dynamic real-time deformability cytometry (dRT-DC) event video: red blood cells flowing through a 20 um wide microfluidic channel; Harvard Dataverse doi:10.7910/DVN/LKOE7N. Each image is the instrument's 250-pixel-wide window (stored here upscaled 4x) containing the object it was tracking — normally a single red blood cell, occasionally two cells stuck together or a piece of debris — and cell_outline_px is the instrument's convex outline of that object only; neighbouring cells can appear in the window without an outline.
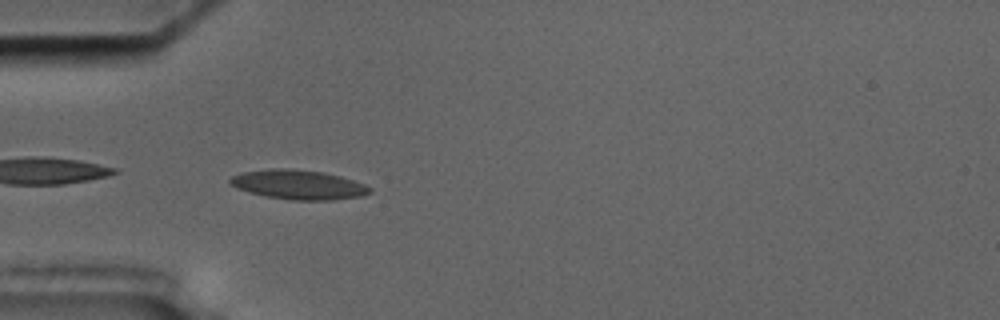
{"species": "common noctule bat (a hibernating species)", "species_latin": "Nyctalus noctula", "temperature_condition": "cold", "stored_images_in_passage": 40, "camera_frame_rate_fps": 3000, "um_per_image_px": 0.085, "animal": {"sex": "male", "body_mass_g": 17.5, "forearm_length_mm": 52.3}, "frame": {"image": 1, "passage_image": 1, "time_ms": 0.0, "image_size_px": [1000, 320], "cell_outline_px": [[372, 192], [360, 196], [332, 200], [292, 200], [264, 196], [248, 192], [236, 188], [228, 184], [228, 180], [232, 176], [240, 172], [268, 168], [288, 168], [324, 172], [340, 176], [364, 184], [372, 188]], "centroid_in_image_um": [25.31, 15.69], "position_along_channel_um": 59.7, "area_um2": 24.22}}
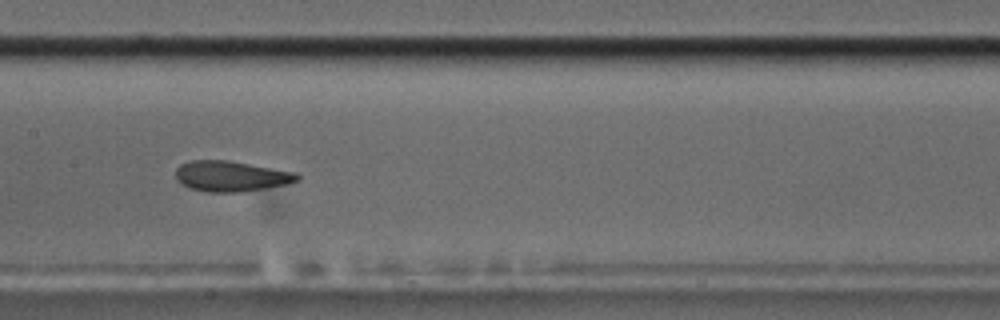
{"frame": {"image": 2, "passage_image": 12, "time_ms": 3.667, "image_size_px": [1000, 320], "cell_outline_px": [[300, 180], [284, 184], [264, 188], [236, 192], [208, 192], [188, 188], [180, 184], [176, 180], [176, 168], [180, 164], [192, 160], [228, 160], [296, 172], [300, 176]], "centroid_in_image_um": [19.59, 14.97], "position_along_channel_um": 187.8, "area_um2": 21.62}}
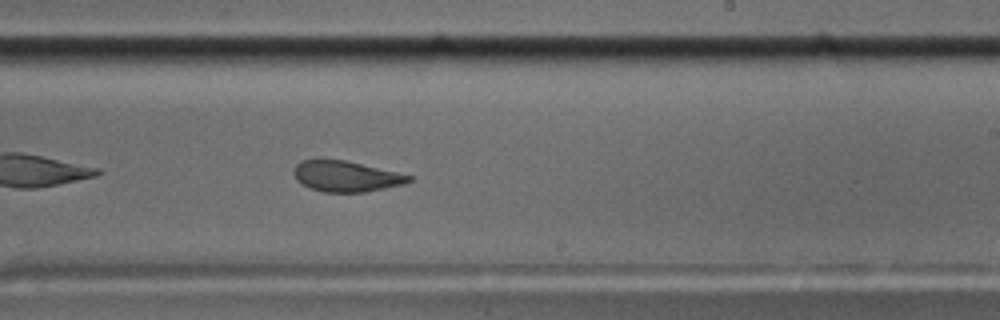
{"frame": {"image": 3, "passage_image": 18, "time_ms": 5.667, "image_size_px": [1000, 320], "cell_outline_px": [[412, 180], [404, 184], [364, 192], [324, 192], [312, 188], [296, 180], [292, 172], [296, 164], [300, 160], [344, 160], [396, 172], [412, 176]], "centroid_in_image_um": [29.39, 14.99], "position_along_channel_um": 259.6, "area_um2": 20.29}, "authors_computed_cell_mechanics": {"area_um2": 22.3975, "velocity_mm_per_s": 3.598, "shape_relaxation_time_tau1_ms": null, "shape_relaxation_time_tau2_ms": 1.0977, "deformation_change_tau1": null, "deformation_change_tau2": 0.0648}}